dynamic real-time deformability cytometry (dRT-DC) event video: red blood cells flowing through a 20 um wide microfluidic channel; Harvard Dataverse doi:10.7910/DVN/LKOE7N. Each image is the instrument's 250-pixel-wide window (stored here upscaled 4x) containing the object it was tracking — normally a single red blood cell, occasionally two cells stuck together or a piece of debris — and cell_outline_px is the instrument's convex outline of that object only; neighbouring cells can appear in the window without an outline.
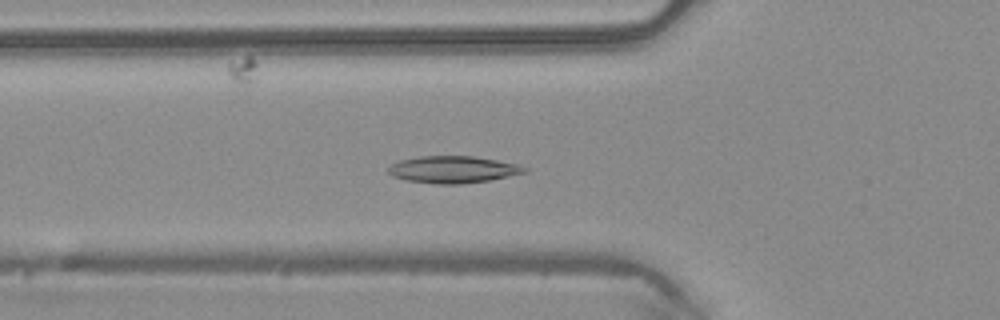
{"species": "common noctule bat (a hibernating species)", "species_latin": "Nyctalus noctula", "temperature_condition": "warm", "stored_images_in_passage": 47, "segment_of_instrument_passage": [1, 2], "camera_frame_rate_fps": 3000, "um_per_image_px": 0.085, "animal": {"sex": "male", "body_mass_g": 20.4}, "frame": {"image": 1, "passage_image": 14, "time_ms": 4.333, "image_size_px": [1000, 320], "cell_outline_px": [[528, 172], [488, 180], [460, 184], [436, 184], [408, 180], [392, 176], [388, 172], [388, 168], [392, 164], [400, 160], [420, 156], [472, 156], [520, 164], [528, 168]], "centroid_in_image_um": [38.53, 14.4], "position_along_channel_um": 87.3, "area_um2": 21.33}}
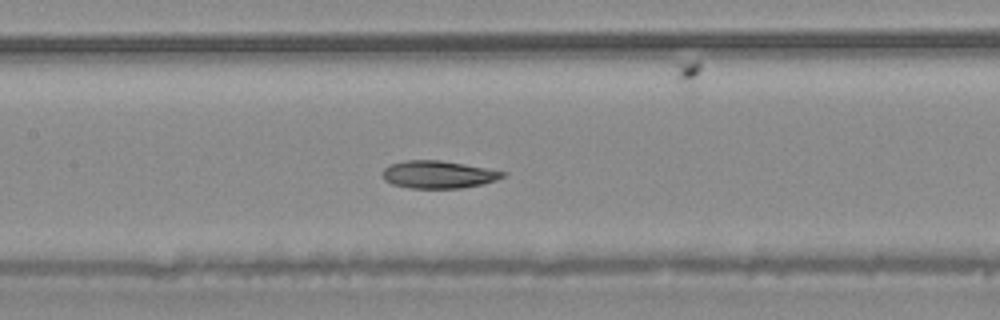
{"frame": {"image": 2, "passage_image": 20, "time_ms": 6.333, "image_size_px": [1000, 320], "cell_outline_px": [[508, 172], [504, 176], [496, 180], [480, 184], [460, 188], [408, 188], [392, 184], [384, 180], [380, 172], [388, 164], [404, 160], [440, 160], [464, 164]], "centroid_in_image_um": [37.19, 14.82], "position_along_channel_um": 170.2, "area_um2": 19.42}}
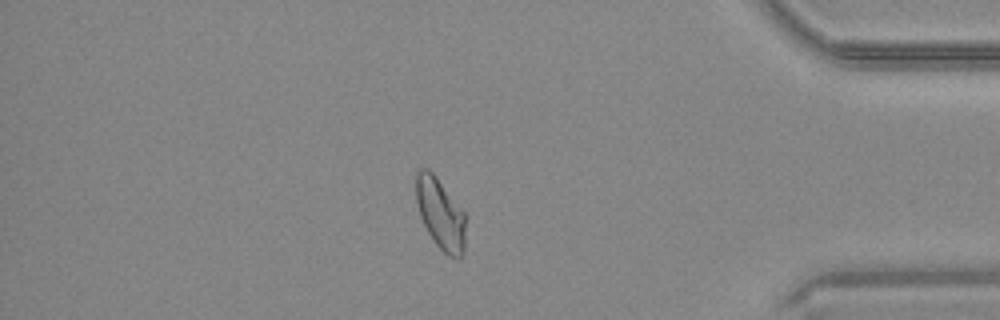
{"frame": {"image": 3, "passage_image": 39, "time_ms": 12.667, "image_size_px": [1000, 320], "cell_outline_px": [[468, 216], [464, 252], [460, 260], [448, 256], [436, 244], [428, 232], [420, 216], [416, 200], [416, 172], [420, 168], [428, 168], [432, 172]], "centroid_in_image_um": [37.49, 18.21], "position_along_channel_um": 397.7, "area_um2": 20.92}}